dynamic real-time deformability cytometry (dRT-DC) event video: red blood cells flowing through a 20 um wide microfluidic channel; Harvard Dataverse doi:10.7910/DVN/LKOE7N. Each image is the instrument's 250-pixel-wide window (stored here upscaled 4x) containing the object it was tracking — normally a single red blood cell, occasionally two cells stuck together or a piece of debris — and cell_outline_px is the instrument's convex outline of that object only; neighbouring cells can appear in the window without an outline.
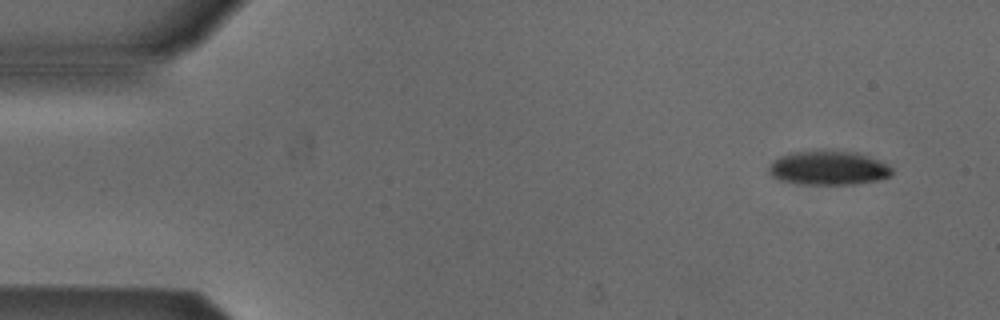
{"species": "Egyptian fruit bat (a non-hibernating species)", "species_latin": "Rousettus aegyptiacus", "temperature_condition": "cold", "stored_images_in_passage": 4, "camera_frame_rate_fps": 3000, "um_per_image_px": 0.085, "animal": {"sex": "male"}, "frame": {"image": 1, "passage_image": 1, "time_ms": 0.0, "image_size_px": [1000, 320], "cell_outline_px": [[892, 176], [880, 180], [856, 184], [804, 184], [780, 180], [772, 176], [768, 172], [768, 168], [772, 160], [780, 156], [796, 152], [856, 152], [868, 156], [888, 164], [892, 168]], "centroid_in_image_um": [70.44, 14.3], "position_along_channel_um": 14.6, "area_um2": 24.16}}
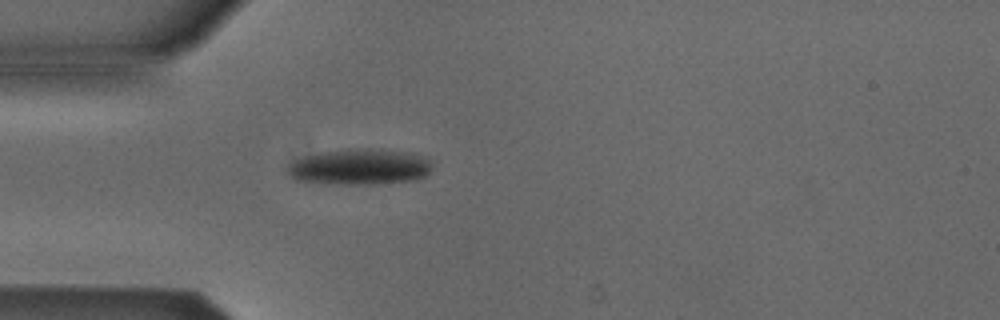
{"frame": {"image": 2, "passage_image": 4, "time_ms": 3.667, "image_size_px": [1000, 320], "cell_outline_px": [[432, 168], [424, 176], [416, 180], [380, 184], [324, 184], [292, 180], [288, 176], [288, 164], [292, 160], [304, 156], [324, 152], [348, 148], [368, 148], [404, 152], [428, 156], [432, 160]], "centroid_in_image_um": [30.56, 14.19], "position_along_channel_um": 54.4, "area_um2": 30.92}}